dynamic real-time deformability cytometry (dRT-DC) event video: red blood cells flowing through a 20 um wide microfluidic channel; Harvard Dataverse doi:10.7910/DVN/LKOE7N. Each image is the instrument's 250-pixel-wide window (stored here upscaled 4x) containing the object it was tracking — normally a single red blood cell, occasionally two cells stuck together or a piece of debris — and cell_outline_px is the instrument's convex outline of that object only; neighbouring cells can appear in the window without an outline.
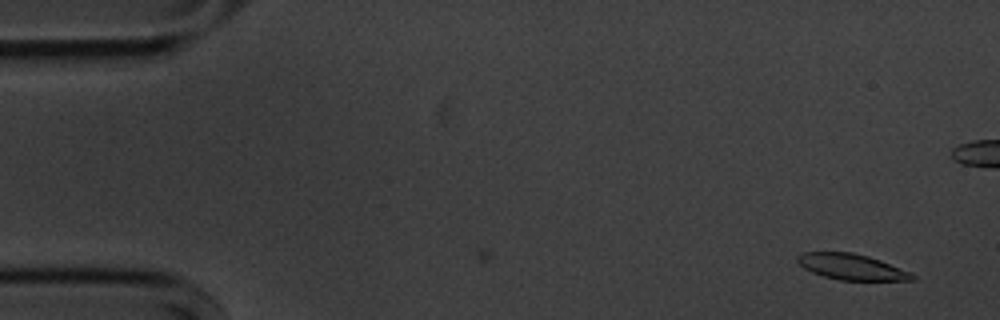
{"species": "common noctule bat (a hibernating species)", "species_latin": "Nyctalus noctula", "temperature_condition": "cold", "stored_images_in_passage": 5, "camera_frame_rate_fps": 3000, "um_per_image_px": 0.085, "animal": {"sex": "male", "body_mass_g": 20.1, "forearm_length_mm": 53.5}, "frame": {"image": 1, "passage_image": 5, "time_ms": 1.333, "image_size_px": [1000, 320], "cell_outline_px": [[916, 280], [840, 280], [824, 276], [812, 272], [804, 268], [796, 260], [796, 256], [800, 252], [852, 252], [868, 256], [880, 260], [912, 272], [916, 276]], "centroid_in_image_um": [72.39, 22.68], "position_along_channel_um": 12.6, "area_um2": 17.34}}